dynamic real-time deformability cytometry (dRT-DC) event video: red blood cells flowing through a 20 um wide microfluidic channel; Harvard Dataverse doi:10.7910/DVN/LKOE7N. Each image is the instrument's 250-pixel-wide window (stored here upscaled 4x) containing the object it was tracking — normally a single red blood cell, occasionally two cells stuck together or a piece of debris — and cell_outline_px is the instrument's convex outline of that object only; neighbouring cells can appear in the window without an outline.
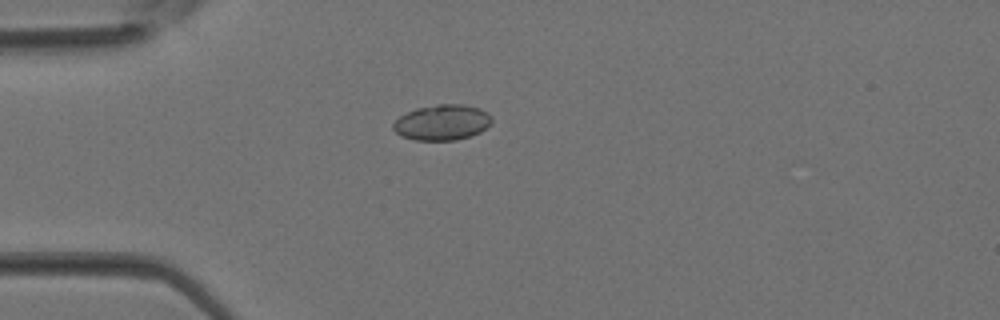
{"species": "Egyptian fruit bat (a non-hibernating species)", "species_latin": "Rousettus aegyptiacus", "temperature_condition": "room temperature", "stored_images_in_passage": 3, "camera_frame_rate_fps": 3000, "um_per_image_px": 0.085, "animal": {"sex": "female"}, "frame": {"image": 1, "passage_image": 3, "time_ms": 0.667, "image_size_px": [1000, 320], "cell_outline_px": [[492, 124], [480, 132], [472, 136], [456, 140], [416, 140], [400, 136], [392, 128], [392, 124], [400, 116], [416, 108], [436, 104], [460, 104], [480, 108], [488, 112], [492, 116]], "centroid_in_image_um": [37.61, 10.41], "position_along_channel_um": 47.4, "area_um2": 20.63}}